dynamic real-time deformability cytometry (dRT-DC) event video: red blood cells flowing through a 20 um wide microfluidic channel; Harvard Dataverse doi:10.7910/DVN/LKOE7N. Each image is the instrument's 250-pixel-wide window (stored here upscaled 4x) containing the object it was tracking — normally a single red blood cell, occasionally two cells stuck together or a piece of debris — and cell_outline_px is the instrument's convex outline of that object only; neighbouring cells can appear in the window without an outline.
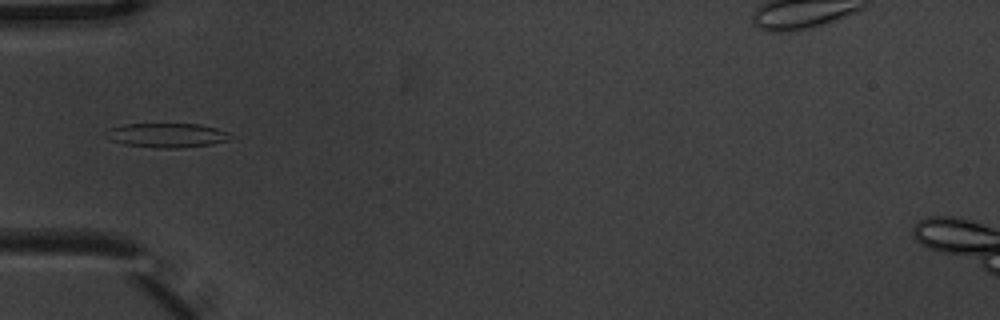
{"species": "common noctule bat (a hibernating species)", "species_latin": "Nyctalus noctula", "temperature_condition": "warm", "stored_images_in_passage": 10, "camera_frame_rate_fps": 3000, "um_per_image_px": 0.085, "animal": {"sex": "male", "body_mass_g": 20.1, "forearm_length_mm": 53.5}, "frame": {"image": 1, "passage_image": 5, "time_ms": 1.333, "image_size_px": [1000, 320], "cell_outline_px": [[232, 136], [228, 140], [212, 144], [176, 148], [156, 148], [124, 144], [112, 140], [112, 128], [124, 124], [200, 124], [216, 128], [228, 132]], "centroid_in_image_um": [14.31, 11.5], "position_along_channel_um": 70.7, "area_um2": 17.11}}
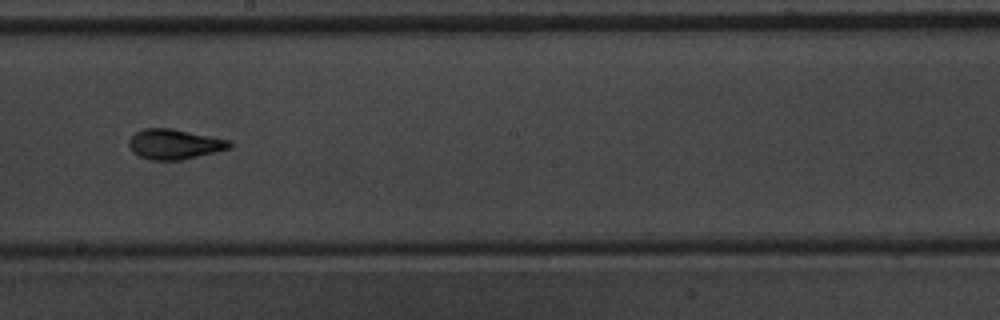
{"frame": {"image": 2, "passage_image": 9, "time_ms": 2.667, "image_size_px": [1000, 320], "cell_outline_px": [[232, 148], [216, 152], [180, 160], [152, 160], [140, 156], [132, 152], [128, 144], [128, 140], [136, 132], [144, 128], [172, 128], [232, 140]], "centroid_in_image_um": [14.85, 12.25], "position_along_channel_um": 233.3, "area_um2": 17.8}}
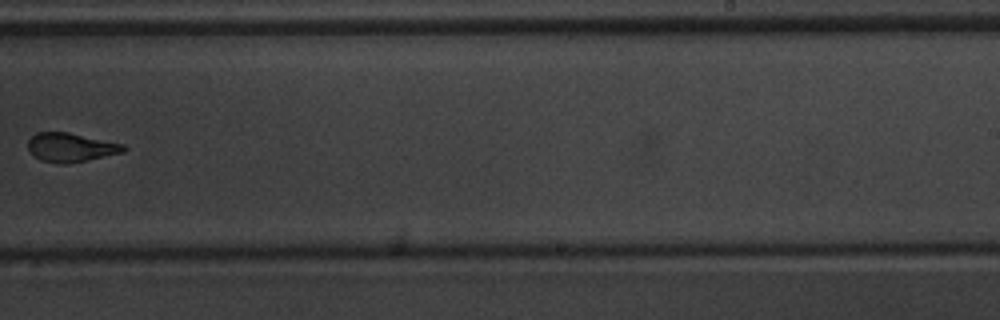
{"frame": {"image": 3, "passage_image": 10, "time_ms": 3.0, "image_size_px": [1000, 320], "cell_outline_px": [[128, 148], [124, 152], [88, 160], [68, 164], [56, 164], [40, 160], [32, 156], [28, 152], [28, 140], [36, 132], [68, 132], [124, 144]], "centroid_in_image_um": [5.99, 12.54], "position_along_channel_um": 283.0, "area_um2": 16.42}}